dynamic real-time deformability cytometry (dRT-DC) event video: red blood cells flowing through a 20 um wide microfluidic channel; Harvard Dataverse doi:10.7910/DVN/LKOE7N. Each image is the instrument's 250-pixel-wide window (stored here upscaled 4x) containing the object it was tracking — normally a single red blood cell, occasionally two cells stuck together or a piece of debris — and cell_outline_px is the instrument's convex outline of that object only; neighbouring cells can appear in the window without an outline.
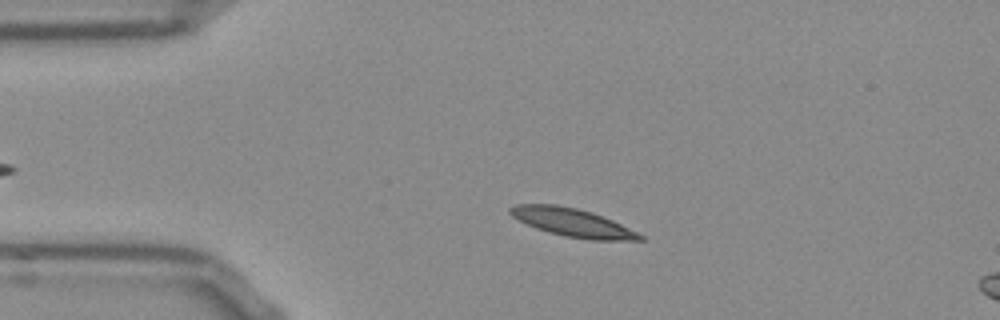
{"species": "Egyptian fruit bat (a non-hibernating species)", "species_latin": "Rousettus aegyptiacus", "temperature_condition": "room temperature", "stored_images_in_passage": 39, "camera_frame_rate_fps": 3000, "um_per_image_px": 0.085, "frame": {"image": 1, "passage_image": 5, "time_ms": 1.333, "image_size_px": [1000, 320], "cell_outline_px": [[644, 240], [588, 240], [564, 236], [548, 232], [536, 228], [512, 216], [508, 212], [508, 208], [516, 204], [556, 204], [576, 208], [612, 220], [644, 236]], "centroid_in_image_um": [48.62, 18.92], "position_along_channel_um": 36.4, "area_um2": 21.04}}
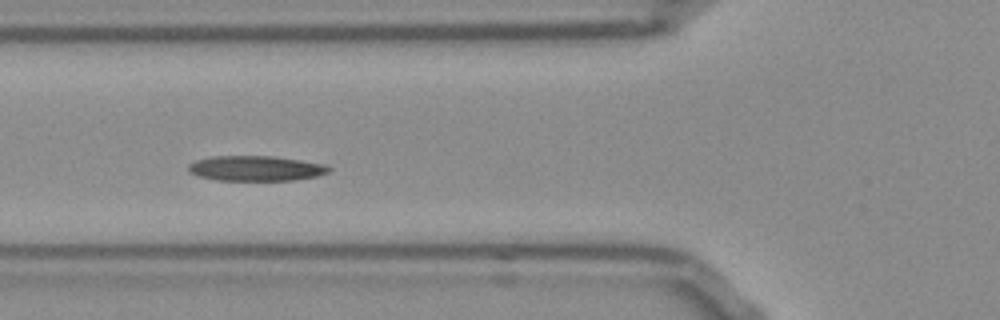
{"frame": {"image": 2, "passage_image": 13, "time_ms": 4.0, "image_size_px": [1000, 320], "cell_outline_px": [[332, 168], [328, 172], [316, 176], [292, 180], [216, 180], [196, 176], [188, 172], [188, 164], [196, 160], [212, 156], [272, 156], [300, 160], [324, 164]], "centroid_in_image_um": [21.69, 14.31], "position_along_channel_um": 104.1, "area_um2": 20.58}}
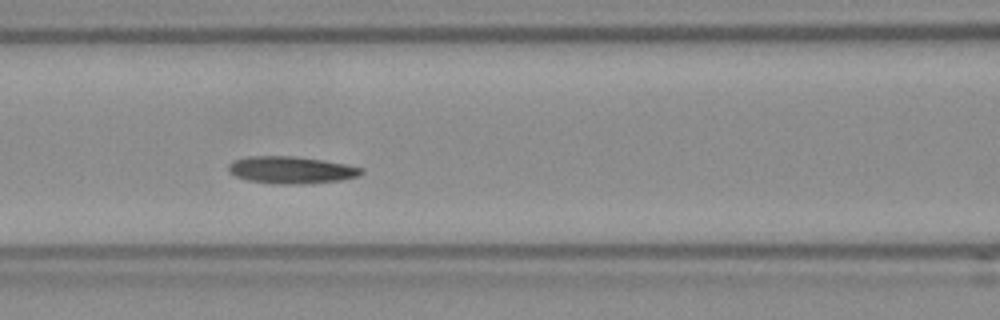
{"frame": {"image": 3, "passage_image": 16, "time_ms": 5.0, "image_size_px": [1000, 320], "cell_outline_px": [[364, 172], [360, 176], [340, 180], [308, 184], [272, 184], [244, 180], [228, 172], [228, 164], [232, 160], [248, 156], [292, 156], [320, 160], [344, 164], [364, 168]], "centroid_in_image_um": [24.71, 14.46], "position_along_channel_um": 141.9, "area_um2": 21.27}, "authors_computed_cell_mechanics": {"area_um2": 20.6346, "velocity_mm_per_s": 3.7443, "shape_relaxation_time_tau1_ms": 4.4658, "shape_relaxation_time_tau2_ms": null, "deformation_change_tau1": 0.1046, "deformation_change_tau2": null}}